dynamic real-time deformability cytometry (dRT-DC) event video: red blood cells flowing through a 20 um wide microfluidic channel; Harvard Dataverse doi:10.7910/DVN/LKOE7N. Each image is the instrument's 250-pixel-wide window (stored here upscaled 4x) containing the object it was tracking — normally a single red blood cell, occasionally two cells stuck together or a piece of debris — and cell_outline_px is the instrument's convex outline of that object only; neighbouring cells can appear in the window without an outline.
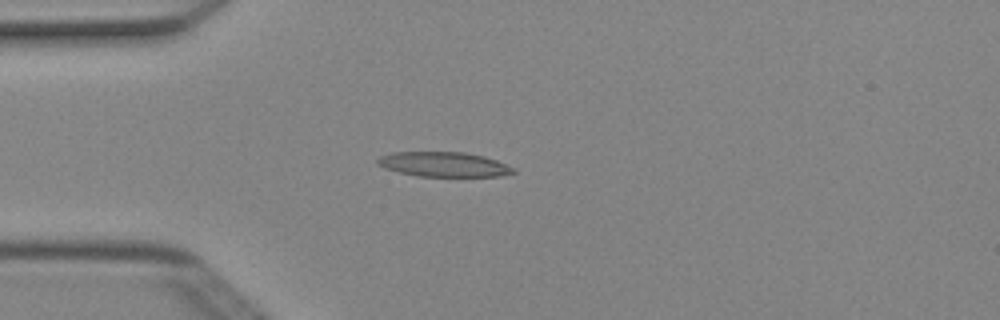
{"species": "Egyptian fruit bat (a non-hibernating species)", "species_latin": "Rousettus aegyptiacus", "temperature_condition": "cold", "stored_images_in_passage": 4, "camera_frame_rate_fps": 3000, "um_per_image_px": 0.085, "animal": {"sex": "female"}, "frame": {"image": 1, "passage_image": 4, "time_ms": 1.0, "image_size_px": [1000, 320], "cell_outline_px": [[516, 172], [500, 176], [416, 176], [384, 168], [376, 164], [376, 160], [380, 156], [392, 152], [464, 152], [484, 156], [496, 160], [516, 168]], "centroid_in_image_um": [37.72, 13.97], "position_along_channel_um": 47.3, "area_um2": 19.65}}